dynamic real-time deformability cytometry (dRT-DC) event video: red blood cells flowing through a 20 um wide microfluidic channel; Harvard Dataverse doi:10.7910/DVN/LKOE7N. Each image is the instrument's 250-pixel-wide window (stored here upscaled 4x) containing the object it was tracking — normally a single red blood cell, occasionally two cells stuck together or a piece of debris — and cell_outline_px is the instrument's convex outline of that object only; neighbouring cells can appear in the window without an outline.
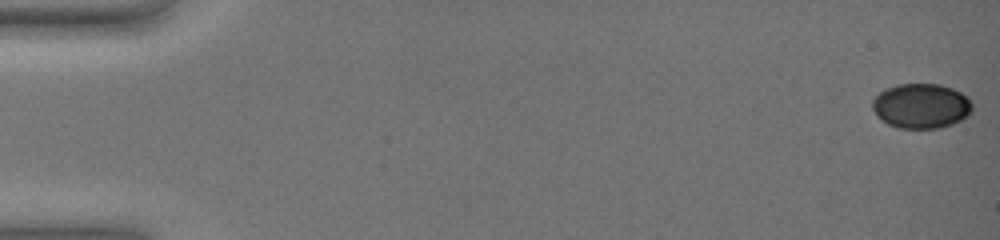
{"species": "common noctule bat (a hibernating species)", "species_latin": "Nyctalus noctula", "temperature_condition": "warm", "stored_images_in_passage": 57, "camera_frame_rate_fps": 3000, "um_per_image_px": 0.085, "animal": {"sex": "female", "body_mass_g": 19.0, "forearm_length_mm": 51.5}, "frame": {"image": 1, "passage_image": 1, "time_ms": 0.0, "image_size_px": [1000, 240], "cell_outline_px": [[972, 112], [968, 116], [952, 124], [940, 128], [900, 128], [888, 124], [880, 120], [872, 108], [872, 100], [880, 92], [896, 84], [940, 84], [952, 88], [968, 96], [972, 104]], "centroid_in_image_um": [78.31, 9.0], "position_along_channel_um": 6.7, "area_um2": 26.24}}
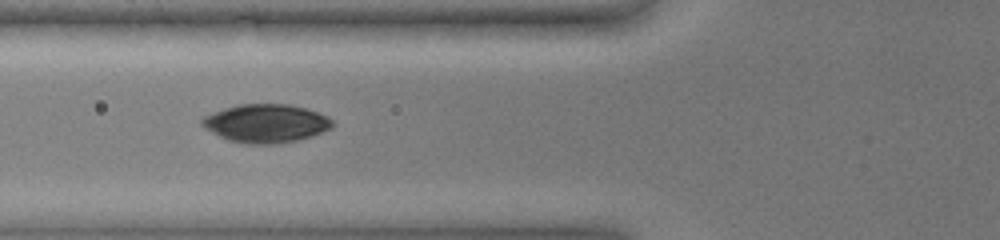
{"frame": {"image": 2, "passage_image": 24, "time_ms": 7.667, "image_size_px": [1000, 240], "cell_outline_px": [[332, 124], [328, 128], [312, 136], [300, 140], [280, 144], [240, 144], [228, 140], [212, 132], [200, 124], [200, 120], [204, 116], [224, 108], [236, 104], [292, 104], [316, 112], [332, 120]], "centroid_in_image_um": [22.55, 10.5], "position_along_channel_um": 103.3, "area_um2": 29.13}}
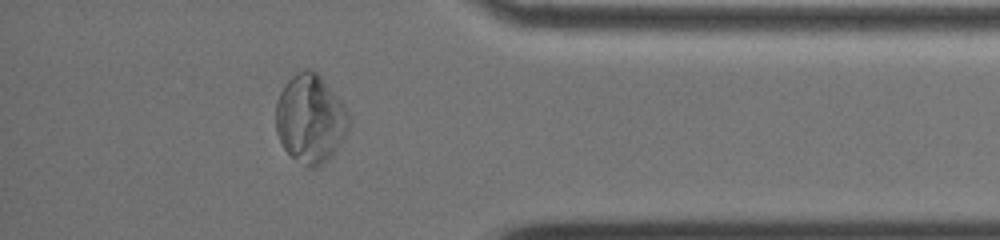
{"frame": {"image": 3, "passage_image": 51, "time_ms": 16.667, "image_size_px": [1000, 240], "cell_outline_px": [[348, 128], [340, 144], [328, 160], [316, 168], [308, 168], [292, 156], [284, 148], [276, 132], [276, 104], [280, 92], [284, 84], [296, 72], [304, 68], [312, 68], [320, 76], [348, 112]], "centroid_in_image_um": [26.35, 10.09], "position_along_channel_um": 408.9, "area_um2": 37.28}, "authors_computed_cell_mechanics": {"area_um2": 27.5706, "velocity_mm_per_s": 3.5009, "shape_relaxation_time_tau1_ms": 9.1037, "shape_relaxation_time_tau2_ms": null, "deformation_change_tau1": 0.1975, "deformation_change_tau2": null}}